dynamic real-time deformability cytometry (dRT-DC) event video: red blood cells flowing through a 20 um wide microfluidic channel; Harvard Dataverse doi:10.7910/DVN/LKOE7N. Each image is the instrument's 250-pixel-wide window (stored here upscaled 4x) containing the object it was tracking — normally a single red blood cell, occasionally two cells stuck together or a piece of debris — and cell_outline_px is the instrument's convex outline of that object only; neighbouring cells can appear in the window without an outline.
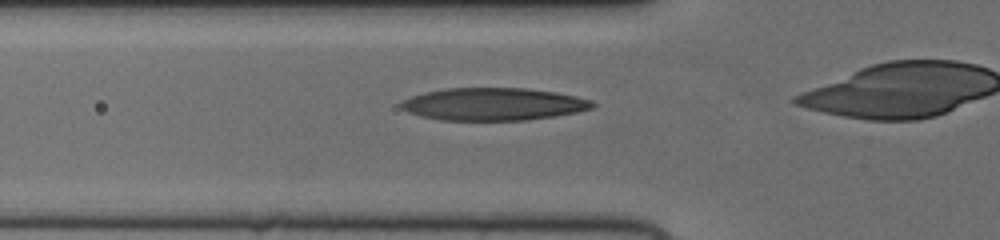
{"species": "human", "species_latin": "Homo sapiens", "temperature_condition": "cold", "stored_images_in_passage": 37, "camera_frame_rate_fps": 3000, "um_per_image_px": 0.085, "donor": {"sex": "female"}, "frame": {"image": 1, "passage_image": 14, "time_ms": 4.333, "image_size_px": [1000, 240], "cell_outline_px": [[596, 104], [592, 108], [576, 112], [556, 116], [528, 120], [440, 120], [420, 116], [408, 112], [400, 108], [400, 104], [404, 100], [412, 96], [424, 92], [444, 88], [528, 88], [556, 92], [576, 96], [592, 100]], "centroid_in_image_um": [41.94, 8.85], "position_along_channel_um": 83.9, "area_um2": 36.47}}
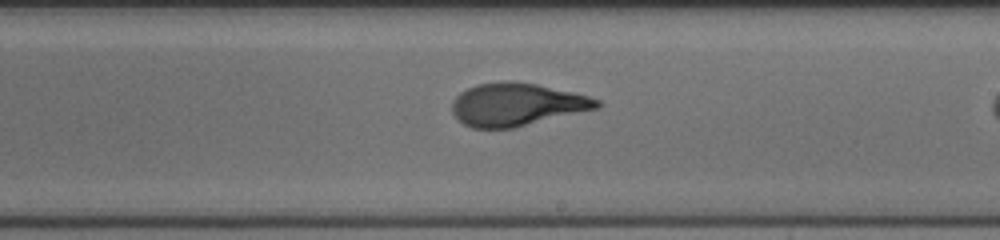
{"frame": {"image": 2, "passage_image": 26, "time_ms": 8.333, "image_size_px": [1000, 240], "cell_outline_px": [[604, 104], [600, 108], [516, 128], [472, 128], [464, 124], [452, 112], [452, 100], [460, 92], [476, 84], [504, 80], [512, 80], [536, 84], [572, 92], [588, 96], [600, 100]], "centroid_in_image_um": [43.95, 8.88], "position_along_channel_um": 245.1, "area_um2": 36.53}}
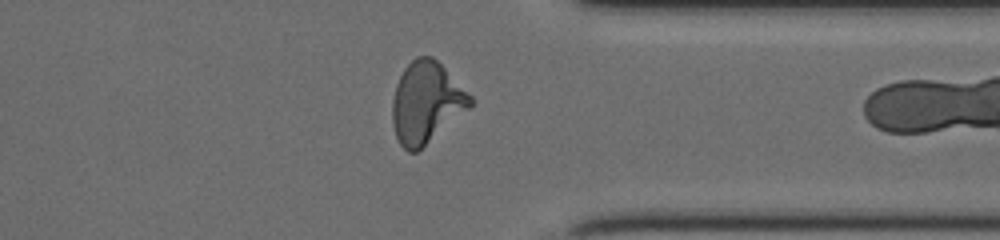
{"frame": {"image": 3, "passage_image": 36, "time_ms": 11.667, "image_size_px": [1000, 240], "cell_outline_px": [[472, 104], [468, 108], [416, 152], [408, 152], [400, 144], [396, 136], [392, 124], [392, 100], [396, 84], [404, 68], [416, 56], [432, 56], [472, 96]], "centroid_in_image_um": [36.19, 8.7], "position_along_channel_um": 375.2, "area_um2": 36.18}}